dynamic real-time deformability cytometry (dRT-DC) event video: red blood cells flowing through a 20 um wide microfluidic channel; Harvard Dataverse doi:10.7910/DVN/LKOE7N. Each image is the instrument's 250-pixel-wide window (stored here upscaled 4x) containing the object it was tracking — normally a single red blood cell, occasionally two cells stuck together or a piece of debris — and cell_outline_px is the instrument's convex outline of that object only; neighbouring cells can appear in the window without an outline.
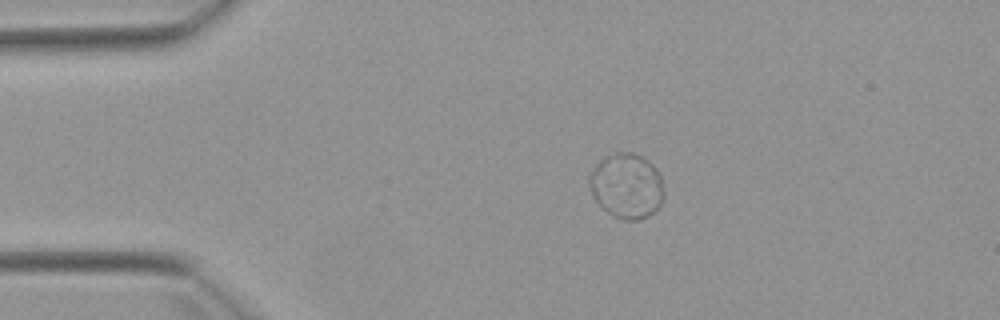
{"species": "Egyptian fruit bat (a non-hibernating species)", "species_latin": "Rousettus aegyptiacus", "temperature_condition": "warm", "stored_images_in_passage": 3, "camera_frame_rate_fps": 3000, "um_per_image_px": 0.085, "animal": {"sex": "female"}, "frame": {"image": 1, "passage_image": 1, "time_ms": 0.0, "image_size_px": [1000, 320], "cell_outline_px": [[664, 200], [648, 216], [636, 220], [624, 220], [608, 212], [592, 196], [588, 184], [588, 172], [604, 156], [616, 152], [632, 152], [648, 160], [656, 168], [660, 176], [664, 192]], "centroid_in_image_um": [53.24, 15.77], "position_along_channel_um": 31.8, "area_um2": 28.38}}
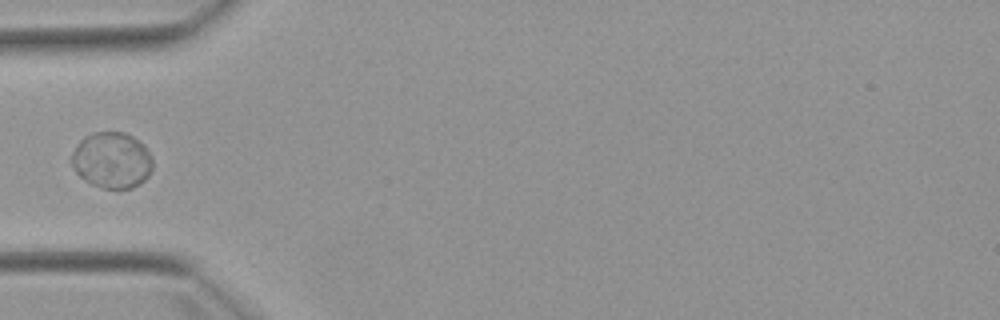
{"frame": {"image": 2, "passage_image": 3, "time_ms": 2.333, "image_size_px": [1000, 320], "cell_outline_px": [[152, 168], [148, 176], [140, 184], [132, 188], [104, 188], [92, 184], [84, 180], [72, 168], [72, 152], [80, 140], [84, 136], [92, 132], [124, 132], [132, 136], [144, 144], [152, 160]], "centroid_in_image_um": [9.5, 13.61], "position_along_channel_um": 75.5, "area_um2": 26.53}}